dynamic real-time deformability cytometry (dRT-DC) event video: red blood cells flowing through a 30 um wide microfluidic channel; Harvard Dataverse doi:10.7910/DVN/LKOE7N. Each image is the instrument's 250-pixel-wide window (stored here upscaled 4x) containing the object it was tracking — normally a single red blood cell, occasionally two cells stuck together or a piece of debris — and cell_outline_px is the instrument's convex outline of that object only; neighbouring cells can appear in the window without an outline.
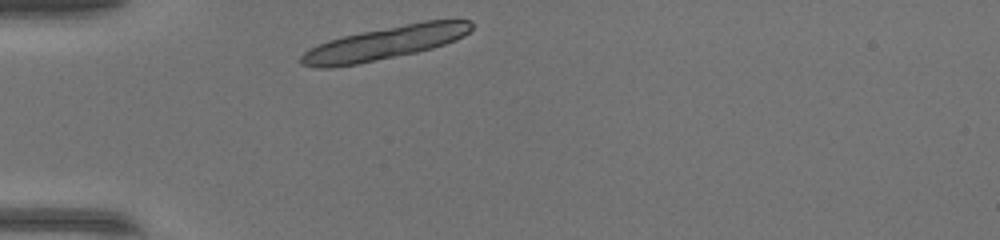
{"species": "common noctule bat (a hibernating species)", "species_latin": "Nyctalus noctula", "temperature_condition": "warm", "stored_images_in_passage": 30, "segment_of_instrument_passage": [1, 2], "camera_frame_rate_fps": 3000, "um_per_image_px": 0.085, "animal": {"sex": "female", "body_mass_g": 17.0, "forearm_length_mm": 48.0}, "frame": {"image": 1, "passage_image": 1, "time_ms": 0.0, "image_size_px": [1000, 240], "cell_outline_px": [[472, 28], [464, 36], [456, 40], [432, 48], [416, 52], [356, 64], [332, 68], [316, 68], [300, 64], [300, 56], [304, 52], [328, 40], [344, 36], [424, 20], [468, 20], [472, 24]], "centroid_in_image_um": [32.69, 3.67], "position_along_channel_um": 52.3, "area_um2": 32.43}}